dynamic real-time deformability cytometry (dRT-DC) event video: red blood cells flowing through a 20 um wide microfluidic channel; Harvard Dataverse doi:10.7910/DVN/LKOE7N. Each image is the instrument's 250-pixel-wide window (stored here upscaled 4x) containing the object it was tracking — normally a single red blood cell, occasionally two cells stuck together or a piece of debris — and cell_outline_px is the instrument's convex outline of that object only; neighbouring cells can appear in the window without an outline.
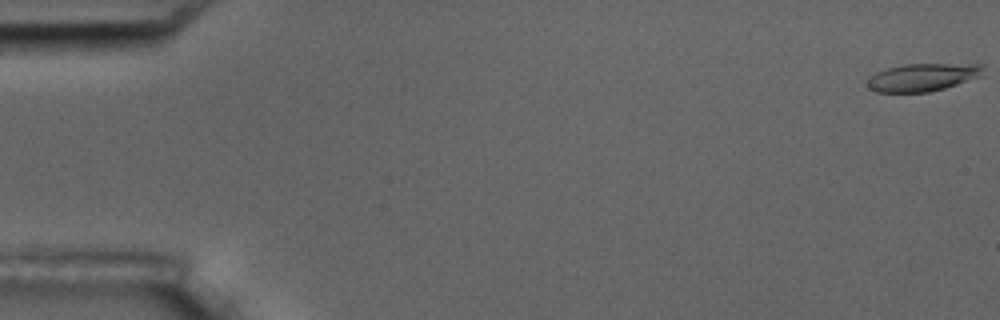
{"species": "common noctule bat (a hibernating species)", "species_latin": "Nyctalus noctula", "temperature_condition": "room temperature", "stored_images_in_passage": 5, "camera_frame_rate_fps": 3000, "um_per_image_px": 0.085, "animal": {"sex": "male", "body_mass_g": 17.5, "forearm_length_mm": 52.3}, "frame": {"image": 1, "passage_image": 1, "time_ms": 0.0, "image_size_px": [1000, 320], "cell_outline_px": [[984, 76], [944, 88], [928, 92], [876, 92], [868, 88], [868, 80], [876, 72], [888, 68], [904, 64], [980, 64], [984, 68]], "centroid_in_image_um": [78.47, 6.57], "position_along_channel_um": 6.5, "area_um2": 18.73}}
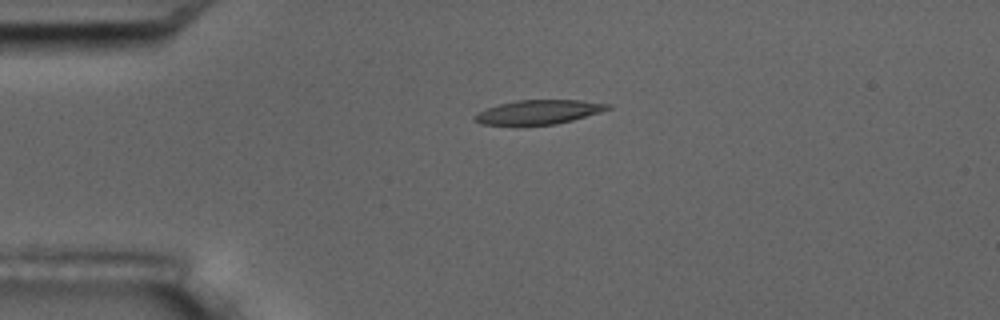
{"frame": {"image": 2, "passage_image": 4, "time_ms": 4.333, "image_size_px": [1000, 320], "cell_outline_px": [[612, 108], [600, 112], [572, 120], [556, 124], [480, 124], [472, 120], [480, 112], [488, 108], [500, 104], [516, 100], [580, 100], [612, 104]], "centroid_in_image_um": [45.84, 9.51], "position_along_channel_um": 39.2, "area_um2": 18.38}}